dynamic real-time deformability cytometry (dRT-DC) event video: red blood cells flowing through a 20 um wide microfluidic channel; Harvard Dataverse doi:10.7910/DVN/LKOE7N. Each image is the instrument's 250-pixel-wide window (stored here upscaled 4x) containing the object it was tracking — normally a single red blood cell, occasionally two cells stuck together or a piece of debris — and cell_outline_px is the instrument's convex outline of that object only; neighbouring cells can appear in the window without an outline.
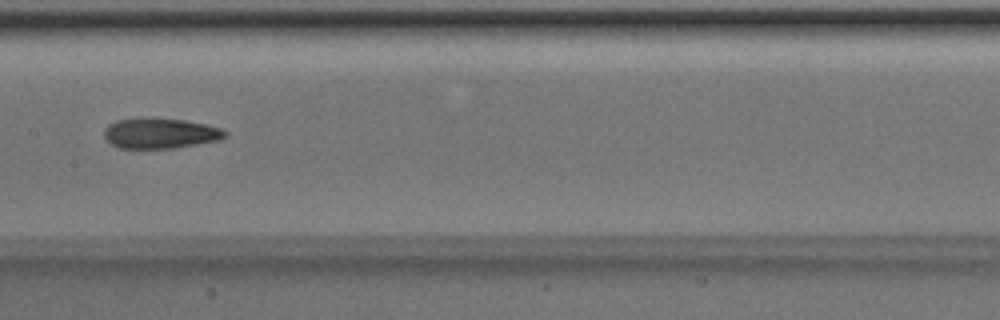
{"species": "Egyptian fruit bat (a non-hibernating species)", "species_latin": "Rousettus aegyptiacus", "temperature_condition": "room temperature", "stored_images_in_passage": 4, "camera_frame_rate_fps": 3000, "um_per_image_px": 0.085, "animal": {"sex": "male"}, "frame": {"image": 1, "passage_image": 4, "time_ms": 1.0, "image_size_px": [1000, 320], "cell_outline_px": [[228, 136], [216, 140], [176, 148], [120, 148], [112, 144], [104, 136], [104, 128], [108, 124], [116, 120], [140, 116], [148, 116], [184, 120], [208, 124], [220, 128], [228, 132]], "centroid_in_image_um": [13.6, 11.29], "position_along_channel_um": 193.8, "area_um2": 21.85}}